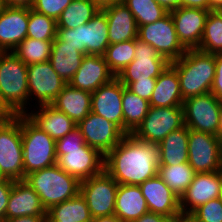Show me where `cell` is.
Segmentation results:
<instances>
[{"mask_svg":"<svg viewBox=\"0 0 222 222\" xmlns=\"http://www.w3.org/2000/svg\"><path fill=\"white\" fill-rule=\"evenodd\" d=\"M159 149L157 144L141 141L132 134L105 155L104 170L118 183L139 186L158 175Z\"/></svg>","mask_w":222,"mask_h":222,"instance_id":"obj_1","label":"cell"},{"mask_svg":"<svg viewBox=\"0 0 222 222\" xmlns=\"http://www.w3.org/2000/svg\"><path fill=\"white\" fill-rule=\"evenodd\" d=\"M170 64L177 71L183 100L210 93L215 77V54L187 50Z\"/></svg>","mask_w":222,"mask_h":222,"instance_id":"obj_2","label":"cell"},{"mask_svg":"<svg viewBox=\"0 0 222 222\" xmlns=\"http://www.w3.org/2000/svg\"><path fill=\"white\" fill-rule=\"evenodd\" d=\"M0 98L14 115L29 111L27 65L13 52H0Z\"/></svg>","mask_w":222,"mask_h":222,"instance_id":"obj_3","label":"cell"},{"mask_svg":"<svg viewBox=\"0 0 222 222\" xmlns=\"http://www.w3.org/2000/svg\"><path fill=\"white\" fill-rule=\"evenodd\" d=\"M25 181L38 194L46 211L80 193L81 182L57 164L28 174Z\"/></svg>","mask_w":222,"mask_h":222,"instance_id":"obj_4","label":"cell"},{"mask_svg":"<svg viewBox=\"0 0 222 222\" xmlns=\"http://www.w3.org/2000/svg\"><path fill=\"white\" fill-rule=\"evenodd\" d=\"M21 135L25 178L57 163L56 141L26 115H21Z\"/></svg>","mask_w":222,"mask_h":222,"instance_id":"obj_5","label":"cell"},{"mask_svg":"<svg viewBox=\"0 0 222 222\" xmlns=\"http://www.w3.org/2000/svg\"><path fill=\"white\" fill-rule=\"evenodd\" d=\"M107 16L100 9L85 25L75 29H57V37L83 54L104 55L109 46Z\"/></svg>","mask_w":222,"mask_h":222,"instance_id":"obj_6","label":"cell"},{"mask_svg":"<svg viewBox=\"0 0 222 222\" xmlns=\"http://www.w3.org/2000/svg\"><path fill=\"white\" fill-rule=\"evenodd\" d=\"M0 173L5 179L25 180L21 115H14L0 126Z\"/></svg>","mask_w":222,"mask_h":222,"instance_id":"obj_7","label":"cell"},{"mask_svg":"<svg viewBox=\"0 0 222 222\" xmlns=\"http://www.w3.org/2000/svg\"><path fill=\"white\" fill-rule=\"evenodd\" d=\"M183 110L184 123L189 129L219 136L222 101L211 92L185 99Z\"/></svg>","mask_w":222,"mask_h":222,"instance_id":"obj_8","label":"cell"},{"mask_svg":"<svg viewBox=\"0 0 222 222\" xmlns=\"http://www.w3.org/2000/svg\"><path fill=\"white\" fill-rule=\"evenodd\" d=\"M183 107H152L138 127L131 133L135 138L159 144L170 132L182 128Z\"/></svg>","mask_w":222,"mask_h":222,"instance_id":"obj_9","label":"cell"},{"mask_svg":"<svg viewBox=\"0 0 222 222\" xmlns=\"http://www.w3.org/2000/svg\"><path fill=\"white\" fill-rule=\"evenodd\" d=\"M188 163L195 173L222 171L221 138L189 129Z\"/></svg>","mask_w":222,"mask_h":222,"instance_id":"obj_10","label":"cell"},{"mask_svg":"<svg viewBox=\"0 0 222 222\" xmlns=\"http://www.w3.org/2000/svg\"><path fill=\"white\" fill-rule=\"evenodd\" d=\"M118 183L105 171L80 184V193L85 198L93 218L115 214Z\"/></svg>","mask_w":222,"mask_h":222,"instance_id":"obj_11","label":"cell"},{"mask_svg":"<svg viewBox=\"0 0 222 222\" xmlns=\"http://www.w3.org/2000/svg\"><path fill=\"white\" fill-rule=\"evenodd\" d=\"M137 38L155 48L169 62L178 60L187 50L180 43L171 14L138 27Z\"/></svg>","mask_w":222,"mask_h":222,"instance_id":"obj_12","label":"cell"},{"mask_svg":"<svg viewBox=\"0 0 222 222\" xmlns=\"http://www.w3.org/2000/svg\"><path fill=\"white\" fill-rule=\"evenodd\" d=\"M57 165L80 182L104 170L105 156L84 144L80 148L56 149Z\"/></svg>","mask_w":222,"mask_h":222,"instance_id":"obj_13","label":"cell"},{"mask_svg":"<svg viewBox=\"0 0 222 222\" xmlns=\"http://www.w3.org/2000/svg\"><path fill=\"white\" fill-rule=\"evenodd\" d=\"M170 62L151 45L135 39V57L124 70L117 75L121 83L157 78Z\"/></svg>","mask_w":222,"mask_h":222,"instance_id":"obj_14","label":"cell"},{"mask_svg":"<svg viewBox=\"0 0 222 222\" xmlns=\"http://www.w3.org/2000/svg\"><path fill=\"white\" fill-rule=\"evenodd\" d=\"M27 74L29 101L35 97L38 106L52 104L67 84L49 61L27 65ZM30 96H33L32 99Z\"/></svg>","mask_w":222,"mask_h":222,"instance_id":"obj_15","label":"cell"},{"mask_svg":"<svg viewBox=\"0 0 222 222\" xmlns=\"http://www.w3.org/2000/svg\"><path fill=\"white\" fill-rule=\"evenodd\" d=\"M77 127L85 143L104 156L126 135L117 125L93 112H90Z\"/></svg>","mask_w":222,"mask_h":222,"instance_id":"obj_16","label":"cell"},{"mask_svg":"<svg viewBox=\"0 0 222 222\" xmlns=\"http://www.w3.org/2000/svg\"><path fill=\"white\" fill-rule=\"evenodd\" d=\"M221 183L222 171L195 173L193 181L180 197L183 218H187L200 205L219 198Z\"/></svg>","mask_w":222,"mask_h":222,"instance_id":"obj_17","label":"cell"},{"mask_svg":"<svg viewBox=\"0 0 222 222\" xmlns=\"http://www.w3.org/2000/svg\"><path fill=\"white\" fill-rule=\"evenodd\" d=\"M210 10L179 7L170 11L178 39L186 50L198 49Z\"/></svg>","mask_w":222,"mask_h":222,"instance_id":"obj_18","label":"cell"},{"mask_svg":"<svg viewBox=\"0 0 222 222\" xmlns=\"http://www.w3.org/2000/svg\"><path fill=\"white\" fill-rule=\"evenodd\" d=\"M149 212L170 218H183L180 198L157 175L139 185Z\"/></svg>","mask_w":222,"mask_h":222,"instance_id":"obj_19","label":"cell"},{"mask_svg":"<svg viewBox=\"0 0 222 222\" xmlns=\"http://www.w3.org/2000/svg\"><path fill=\"white\" fill-rule=\"evenodd\" d=\"M125 86L115 77L91 93V112L102 116L123 131L122 94Z\"/></svg>","mask_w":222,"mask_h":222,"instance_id":"obj_20","label":"cell"},{"mask_svg":"<svg viewBox=\"0 0 222 222\" xmlns=\"http://www.w3.org/2000/svg\"><path fill=\"white\" fill-rule=\"evenodd\" d=\"M28 20V7L6 6L0 14V52H13L27 37Z\"/></svg>","mask_w":222,"mask_h":222,"instance_id":"obj_21","label":"cell"},{"mask_svg":"<svg viewBox=\"0 0 222 222\" xmlns=\"http://www.w3.org/2000/svg\"><path fill=\"white\" fill-rule=\"evenodd\" d=\"M115 77L104 56L85 54L81 66L69 84L74 88L93 93L101 85L109 83Z\"/></svg>","mask_w":222,"mask_h":222,"instance_id":"obj_22","label":"cell"},{"mask_svg":"<svg viewBox=\"0 0 222 222\" xmlns=\"http://www.w3.org/2000/svg\"><path fill=\"white\" fill-rule=\"evenodd\" d=\"M47 215L38 194L25 180L14 181L8 199L5 219Z\"/></svg>","mask_w":222,"mask_h":222,"instance_id":"obj_23","label":"cell"},{"mask_svg":"<svg viewBox=\"0 0 222 222\" xmlns=\"http://www.w3.org/2000/svg\"><path fill=\"white\" fill-rule=\"evenodd\" d=\"M36 108V111L33 109L31 112L26 113V116L55 141L65 137L77 127V124L72 119L51 104L36 106Z\"/></svg>","mask_w":222,"mask_h":222,"instance_id":"obj_24","label":"cell"},{"mask_svg":"<svg viewBox=\"0 0 222 222\" xmlns=\"http://www.w3.org/2000/svg\"><path fill=\"white\" fill-rule=\"evenodd\" d=\"M106 16L109 28V44L134 40L137 38L138 25L133 14L122 3H116L102 9Z\"/></svg>","mask_w":222,"mask_h":222,"instance_id":"obj_25","label":"cell"},{"mask_svg":"<svg viewBox=\"0 0 222 222\" xmlns=\"http://www.w3.org/2000/svg\"><path fill=\"white\" fill-rule=\"evenodd\" d=\"M183 102L177 71L169 64L156 79V85L149 101L150 106L183 107Z\"/></svg>","mask_w":222,"mask_h":222,"instance_id":"obj_26","label":"cell"},{"mask_svg":"<svg viewBox=\"0 0 222 222\" xmlns=\"http://www.w3.org/2000/svg\"><path fill=\"white\" fill-rule=\"evenodd\" d=\"M149 212L139 186L118 184L115 216L120 222H133Z\"/></svg>","mask_w":222,"mask_h":222,"instance_id":"obj_27","label":"cell"},{"mask_svg":"<svg viewBox=\"0 0 222 222\" xmlns=\"http://www.w3.org/2000/svg\"><path fill=\"white\" fill-rule=\"evenodd\" d=\"M91 93L67 83L51 104L64 112L77 125L91 112Z\"/></svg>","mask_w":222,"mask_h":222,"instance_id":"obj_28","label":"cell"},{"mask_svg":"<svg viewBox=\"0 0 222 222\" xmlns=\"http://www.w3.org/2000/svg\"><path fill=\"white\" fill-rule=\"evenodd\" d=\"M85 54L71 45H66L56 37L52 44L49 58L53 69L66 82L69 83L81 66Z\"/></svg>","mask_w":222,"mask_h":222,"instance_id":"obj_29","label":"cell"},{"mask_svg":"<svg viewBox=\"0 0 222 222\" xmlns=\"http://www.w3.org/2000/svg\"><path fill=\"white\" fill-rule=\"evenodd\" d=\"M189 128L170 132L159 144V166H175L188 162Z\"/></svg>","mask_w":222,"mask_h":222,"instance_id":"obj_30","label":"cell"},{"mask_svg":"<svg viewBox=\"0 0 222 222\" xmlns=\"http://www.w3.org/2000/svg\"><path fill=\"white\" fill-rule=\"evenodd\" d=\"M93 217L85 198L79 193L77 196L47 210L46 221L60 222H91Z\"/></svg>","mask_w":222,"mask_h":222,"instance_id":"obj_31","label":"cell"},{"mask_svg":"<svg viewBox=\"0 0 222 222\" xmlns=\"http://www.w3.org/2000/svg\"><path fill=\"white\" fill-rule=\"evenodd\" d=\"M149 108L148 100L124 87L122 94L123 132L131 134L147 115Z\"/></svg>","mask_w":222,"mask_h":222,"instance_id":"obj_32","label":"cell"},{"mask_svg":"<svg viewBox=\"0 0 222 222\" xmlns=\"http://www.w3.org/2000/svg\"><path fill=\"white\" fill-rule=\"evenodd\" d=\"M100 10L91 0H73L57 19V29L85 25Z\"/></svg>","mask_w":222,"mask_h":222,"instance_id":"obj_33","label":"cell"},{"mask_svg":"<svg viewBox=\"0 0 222 222\" xmlns=\"http://www.w3.org/2000/svg\"><path fill=\"white\" fill-rule=\"evenodd\" d=\"M195 171L188 162L179 165L158 166V176L180 198L193 181Z\"/></svg>","mask_w":222,"mask_h":222,"instance_id":"obj_34","label":"cell"},{"mask_svg":"<svg viewBox=\"0 0 222 222\" xmlns=\"http://www.w3.org/2000/svg\"><path fill=\"white\" fill-rule=\"evenodd\" d=\"M197 50L208 54H222V11H209Z\"/></svg>","mask_w":222,"mask_h":222,"instance_id":"obj_35","label":"cell"},{"mask_svg":"<svg viewBox=\"0 0 222 222\" xmlns=\"http://www.w3.org/2000/svg\"><path fill=\"white\" fill-rule=\"evenodd\" d=\"M53 41L35 40L26 37L13 53L26 65L49 61Z\"/></svg>","mask_w":222,"mask_h":222,"instance_id":"obj_36","label":"cell"},{"mask_svg":"<svg viewBox=\"0 0 222 222\" xmlns=\"http://www.w3.org/2000/svg\"><path fill=\"white\" fill-rule=\"evenodd\" d=\"M110 71L117 77L135 57V39L109 44L103 55Z\"/></svg>","mask_w":222,"mask_h":222,"instance_id":"obj_37","label":"cell"},{"mask_svg":"<svg viewBox=\"0 0 222 222\" xmlns=\"http://www.w3.org/2000/svg\"><path fill=\"white\" fill-rule=\"evenodd\" d=\"M122 3L133 14L138 27L154 23L165 17L169 11L155 0H122Z\"/></svg>","mask_w":222,"mask_h":222,"instance_id":"obj_38","label":"cell"},{"mask_svg":"<svg viewBox=\"0 0 222 222\" xmlns=\"http://www.w3.org/2000/svg\"><path fill=\"white\" fill-rule=\"evenodd\" d=\"M27 37L35 40L54 41L57 37L56 20L29 8Z\"/></svg>","mask_w":222,"mask_h":222,"instance_id":"obj_39","label":"cell"},{"mask_svg":"<svg viewBox=\"0 0 222 222\" xmlns=\"http://www.w3.org/2000/svg\"><path fill=\"white\" fill-rule=\"evenodd\" d=\"M191 222H222V202L219 198L200 205L188 217Z\"/></svg>","mask_w":222,"mask_h":222,"instance_id":"obj_40","label":"cell"},{"mask_svg":"<svg viewBox=\"0 0 222 222\" xmlns=\"http://www.w3.org/2000/svg\"><path fill=\"white\" fill-rule=\"evenodd\" d=\"M73 0H34L32 9L57 21Z\"/></svg>","mask_w":222,"mask_h":222,"instance_id":"obj_41","label":"cell"},{"mask_svg":"<svg viewBox=\"0 0 222 222\" xmlns=\"http://www.w3.org/2000/svg\"><path fill=\"white\" fill-rule=\"evenodd\" d=\"M156 79L157 78H149V80H137L132 83L122 84L139 97L150 101V98L156 85Z\"/></svg>","mask_w":222,"mask_h":222,"instance_id":"obj_42","label":"cell"},{"mask_svg":"<svg viewBox=\"0 0 222 222\" xmlns=\"http://www.w3.org/2000/svg\"><path fill=\"white\" fill-rule=\"evenodd\" d=\"M85 143V139L78 127L69 132L65 137L56 141V149L80 148Z\"/></svg>","mask_w":222,"mask_h":222,"instance_id":"obj_43","label":"cell"},{"mask_svg":"<svg viewBox=\"0 0 222 222\" xmlns=\"http://www.w3.org/2000/svg\"><path fill=\"white\" fill-rule=\"evenodd\" d=\"M210 92L222 101V54H215V77Z\"/></svg>","mask_w":222,"mask_h":222,"instance_id":"obj_44","label":"cell"},{"mask_svg":"<svg viewBox=\"0 0 222 222\" xmlns=\"http://www.w3.org/2000/svg\"><path fill=\"white\" fill-rule=\"evenodd\" d=\"M13 183V180L5 178L0 181V222L5 220V212Z\"/></svg>","mask_w":222,"mask_h":222,"instance_id":"obj_45","label":"cell"},{"mask_svg":"<svg viewBox=\"0 0 222 222\" xmlns=\"http://www.w3.org/2000/svg\"><path fill=\"white\" fill-rule=\"evenodd\" d=\"M183 218H170L161 214L147 212L133 222H180Z\"/></svg>","mask_w":222,"mask_h":222,"instance_id":"obj_46","label":"cell"},{"mask_svg":"<svg viewBox=\"0 0 222 222\" xmlns=\"http://www.w3.org/2000/svg\"><path fill=\"white\" fill-rule=\"evenodd\" d=\"M3 222H46V215L21 216L13 219H5Z\"/></svg>","mask_w":222,"mask_h":222,"instance_id":"obj_47","label":"cell"},{"mask_svg":"<svg viewBox=\"0 0 222 222\" xmlns=\"http://www.w3.org/2000/svg\"><path fill=\"white\" fill-rule=\"evenodd\" d=\"M181 7L199 8L208 10V0H181Z\"/></svg>","mask_w":222,"mask_h":222,"instance_id":"obj_48","label":"cell"},{"mask_svg":"<svg viewBox=\"0 0 222 222\" xmlns=\"http://www.w3.org/2000/svg\"><path fill=\"white\" fill-rule=\"evenodd\" d=\"M160 6H163L167 11H172L181 7V0H155Z\"/></svg>","mask_w":222,"mask_h":222,"instance_id":"obj_49","label":"cell"},{"mask_svg":"<svg viewBox=\"0 0 222 222\" xmlns=\"http://www.w3.org/2000/svg\"><path fill=\"white\" fill-rule=\"evenodd\" d=\"M34 0H4L6 6L31 8Z\"/></svg>","mask_w":222,"mask_h":222,"instance_id":"obj_50","label":"cell"},{"mask_svg":"<svg viewBox=\"0 0 222 222\" xmlns=\"http://www.w3.org/2000/svg\"><path fill=\"white\" fill-rule=\"evenodd\" d=\"M91 1L100 9L122 2V0H91Z\"/></svg>","mask_w":222,"mask_h":222,"instance_id":"obj_51","label":"cell"},{"mask_svg":"<svg viewBox=\"0 0 222 222\" xmlns=\"http://www.w3.org/2000/svg\"><path fill=\"white\" fill-rule=\"evenodd\" d=\"M208 10L222 11V0H208Z\"/></svg>","mask_w":222,"mask_h":222,"instance_id":"obj_52","label":"cell"},{"mask_svg":"<svg viewBox=\"0 0 222 222\" xmlns=\"http://www.w3.org/2000/svg\"><path fill=\"white\" fill-rule=\"evenodd\" d=\"M91 222H120L115 215L93 218Z\"/></svg>","mask_w":222,"mask_h":222,"instance_id":"obj_53","label":"cell"},{"mask_svg":"<svg viewBox=\"0 0 222 222\" xmlns=\"http://www.w3.org/2000/svg\"><path fill=\"white\" fill-rule=\"evenodd\" d=\"M14 114L5 106L0 98V117H13Z\"/></svg>","mask_w":222,"mask_h":222,"instance_id":"obj_54","label":"cell"},{"mask_svg":"<svg viewBox=\"0 0 222 222\" xmlns=\"http://www.w3.org/2000/svg\"><path fill=\"white\" fill-rule=\"evenodd\" d=\"M5 8H6V4L4 0H0V14L4 11Z\"/></svg>","mask_w":222,"mask_h":222,"instance_id":"obj_55","label":"cell"},{"mask_svg":"<svg viewBox=\"0 0 222 222\" xmlns=\"http://www.w3.org/2000/svg\"><path fill=\"white\" fill-rule=\"evenodd\" d=\"M219 137L222 140V111H221V122H220V134H219Z\"/></svg>","mask_w":222,"mask_h":222,"instance_id":"obj_56","label":"cell"},{"mask_svg":"<svg viewBox=\"0 0 222 222\" xmlns=\"http://www.w3.org/2000/svg\"><path fill=\"white\" fill-rule=\"evenodd\" d=\"M9 118L11 117H0V126Z\"/></svg>","mask_w":222,"mask_h":222,"instance_id":"obj_57","label":"cell"},{"mask_svg":"<svg viewBox=\"0 0 222 222\" xmlns=\"http://www.w3.org/2000/svg\"><path fill=\"white\" fill-rule=\"evenodd\" d=\"M219 199L222 202V183H221V187H220Z\"/></svg>","mask_w":222,"mask_h":222,"instance_id":"obj_58","label":"cell"},{"mask_svg":"<svg viewBox=\"0 0 222 222\" xmlns=\"http://www.w3.org/2000/svg\"><path fill=\"white\" fill-rule=\"evenodd\" d=\"M180 222H191L188 218H183Z\"/></svg>","mask_w":222,"mask_h":222,"instance_id":"obj_59","label":"cell"},{"mask_svg":"<svg viewBox=\"0 0 222 222\" xmlns=\"http://www.w3.org/2000/svg\"><path fill=\"white\" fill-rule=\"evenodd\" d=\"M3 179H4V178H3V176H2L1 173H0V181L3 180Z\"/></svg>","mask_w":222,"mask_h":222,"instance_id":"obj_60","label":"cell"}]
</instances>
